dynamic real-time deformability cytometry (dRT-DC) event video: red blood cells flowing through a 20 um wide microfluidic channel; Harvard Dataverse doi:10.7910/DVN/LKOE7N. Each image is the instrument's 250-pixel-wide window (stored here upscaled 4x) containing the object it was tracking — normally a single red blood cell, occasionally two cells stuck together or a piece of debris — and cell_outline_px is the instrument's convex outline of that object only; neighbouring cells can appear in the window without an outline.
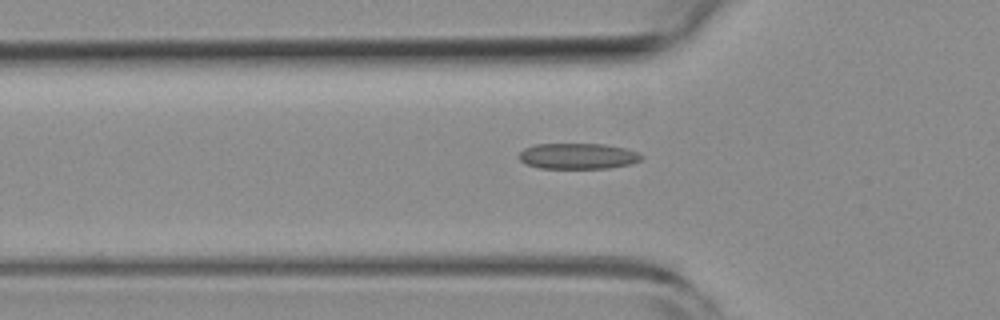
{"species": "common noctule bat (a hibernating species)", "species_latin": "Nyctalus noctula", "temperature_condition": "room temperature", "stored_images_in_passage": 47, "camera_frame_rate_fps": 3000, "um_per_image_px": 0.085, "animal": {"sex": "female", "body_mass_g": 19.3, "forearm_length_mm": 54.1}, "frame": {"image": 1, "passage_image": 16, "time_ms": 5.0, "image_size_px": [1000, 320], "cell_outline_px": [[644, 156], [640, 160], [628, 164], [608, 168], [540, 168], [524, 164], [516, 156], [524, 148], [536, 144], [604, 144], [624, 148], [636, 152]], "centroid_in_image_um": [49.05, 13.27], "position_along_channel_um": 76.7, "area_um2": 18.38}}
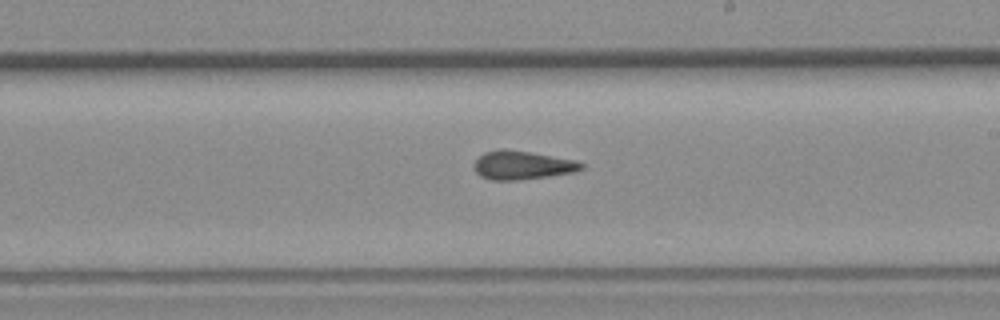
{"frame": {"image": 2, "passage_image": 29, "time_ms": 9.333, "image_size_px": [1000, 320], "cell_outline_px": [[584, 168], [576, 172], [520, 180], [492, 180], [480, 176], [476, 172], [472, 164], [484, 152], [500, 148], [504, 148], [528, 152], [572, 160], [584, 164]], "centroid_in_image_um": [44.34, 14.04], "position_along_channel_um": 244.7, "area_um2": 17.8}}
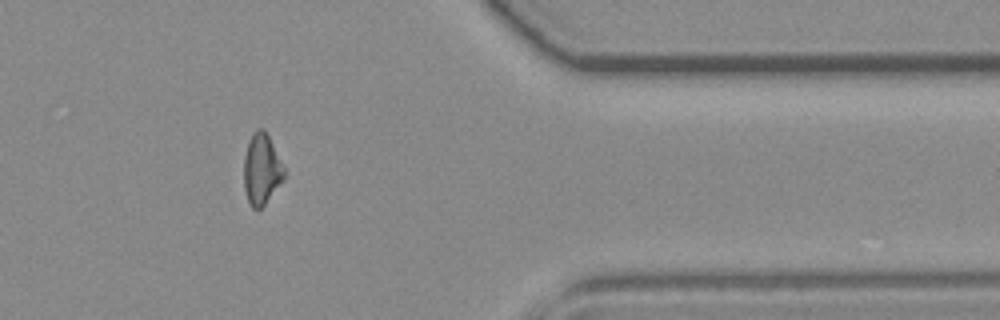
{"frame": {"image": 3, "passage_image": 42, "time_ms": 13.667, "image_size_px": [1000, 320], "cell_outline_px": [[284, 180], [264, 204], [260, 208], [252, 208], [248, 204], [244, 188], [244, 156], [248, 140], [252, 132], [256, 128], [264, 128], [284, 168]], "centroid_in_image_um": [22.21, 14.37], "position_along_channel_um": 389.2, "area_um2": 16.59}, "authors_computed_cell_mechanics": {"area_um2": 18.0914, "velocity_mm_per_s": 3.8626, "shape_relaxation_time_tau1_ms": null, "shape_relaxation_time_tau2_ms": 3.3884, "deformation_change_tau1": null, "deformation_change_tau2": 0.1366}}